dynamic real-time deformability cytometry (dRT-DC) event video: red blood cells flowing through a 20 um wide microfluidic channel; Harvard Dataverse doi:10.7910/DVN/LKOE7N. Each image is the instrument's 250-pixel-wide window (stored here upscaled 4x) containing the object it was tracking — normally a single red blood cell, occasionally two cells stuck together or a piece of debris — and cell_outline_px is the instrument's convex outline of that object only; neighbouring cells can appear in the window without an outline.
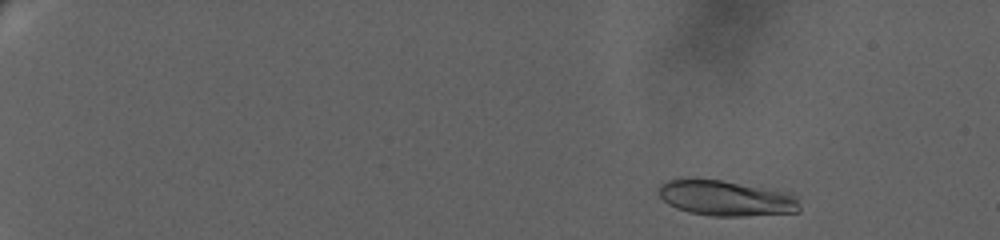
{"species": "human", "species_latin": "Homo sapiens", "temperature_condition": "warm", "stored_images_in_passage": 56, "camera_frame_rate_fps": 3000, "um_per_image_px": 0.085, "donor": {"sex": "female"}, "frame": {"image": 1, "passage_image": 4, "time_ms": 2.333, "image_size_px": [1000, 240], "cell_outline_px": [[800, 212], [744, 216], [712, 216], [688, 212], [676, 208], [668, 204], [660, 196], [660, 184], [668, 180], [720, 180], [776, 188], [792, 192], [796, 196], [800, 208]], "centroid_in_image_um": [61.82, 16.85], "position_along_channel_um": 23.2, "area_um2": 29.3}}
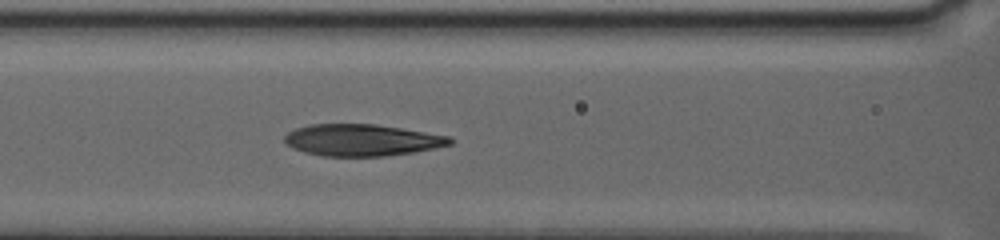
{"frame": {"image": 2, "passage_image": 32, "time_ms": 11.333, "image_size_px": [1000, 240], "cell_outline_px": [[452, 144], [412, 152], [384, 156], [324, 156], [304, 152], [292, 148], [284, 140], [284, 136], [288, 132], [296, 128], [312, 124], [376, 124], [452, 136]], "centroid_in_image_um": [30.75, 11.9], "position_along_channel_um": 135.8, "area_um2": 30.46}}
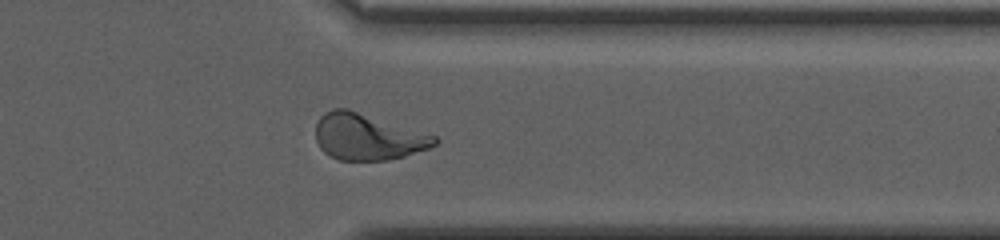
{"frame": {"image": 3, "passage_image": 51, "time_ms": 19.333, "image_size_px": [1000, 240], "cell_outline_px": [[440, 140], [436, 144], [428, 148], [404, 156], [388, 160], [340, 160], [328, 156], [320, 148], [316, 140], [316, 124], [320, 116], [324, 112], [332, 108], [348, 108], [436, 136]], "centroid_in_image_um": [31.22, 11.63], "position_along_channel_um": 380.2, "area_um2": 32.14}, "authors_computed_cell_mechanics": {"area_um2": 30.7785, "velocity_mm_per_s": 3.06, "shape_relaxation_time_tau1_ms": null, "shape_relaxation_time_tau2_ms": 1.6423, "deformation_change_tau1": null, "deformation_change_tau2": 0.0798}}